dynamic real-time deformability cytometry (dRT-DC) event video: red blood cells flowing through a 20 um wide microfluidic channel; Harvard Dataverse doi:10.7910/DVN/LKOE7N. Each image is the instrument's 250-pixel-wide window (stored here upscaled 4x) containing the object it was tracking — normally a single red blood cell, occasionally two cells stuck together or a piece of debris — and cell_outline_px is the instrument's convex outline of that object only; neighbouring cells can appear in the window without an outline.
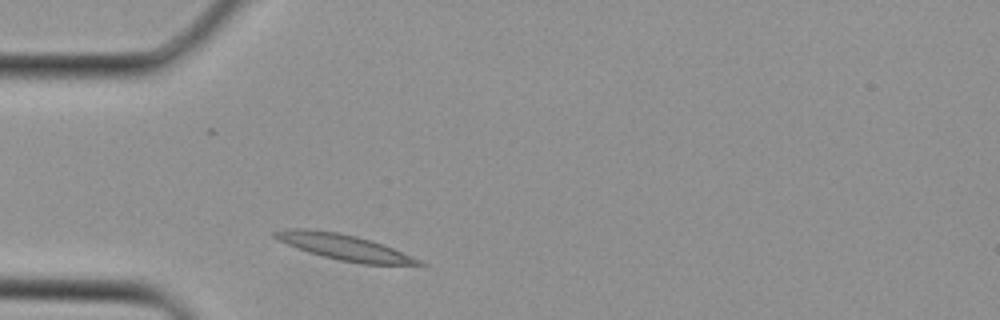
{"species": "Egyptian fruit bat (a non-hibernating species)", "species_latin": "Rousettus aegyptiacus", "temperature_condition": "cold", "stored_images_in_passage": 3, "camera_frame_rate_fps": 3000, "um_per_image_px": 0.085, "animal": {"sex": "female"}, "frame": {"image": 1, "passage_image": 3, "time_ms": 0.667, "image_size_px": [1000, 320], "cell_outline_px": [[428, 264], [364, 264], [340, 260], [308, 252], [296, 248], [272, 236], [272, 232], [280, 228], [308, 228], [340, 232], [372, 240], [392, 248], [420, 260]], "centroid_in_image_um": [29.15, 20.97], "position_along_channel_um": 55.9, "area_um2": 21.39}}